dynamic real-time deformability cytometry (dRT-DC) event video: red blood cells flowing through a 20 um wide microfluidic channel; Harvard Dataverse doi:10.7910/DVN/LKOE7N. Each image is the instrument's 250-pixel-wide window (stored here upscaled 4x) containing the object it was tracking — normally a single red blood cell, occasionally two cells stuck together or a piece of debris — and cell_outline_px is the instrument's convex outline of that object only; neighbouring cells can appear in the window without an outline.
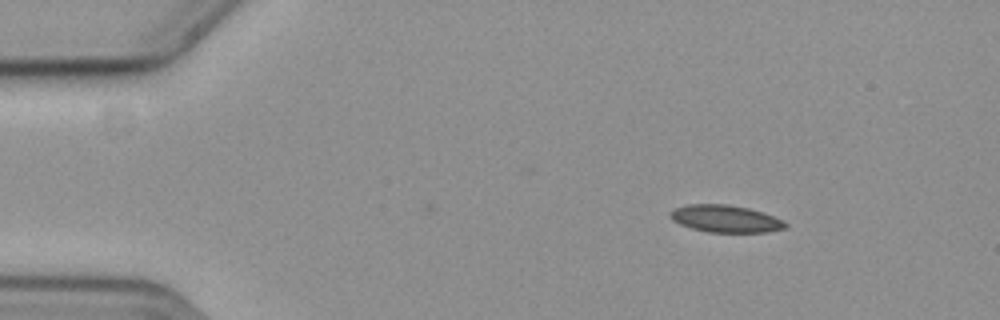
{"species": "common noctule bat (a hibernating species)", "species_latin": "Nyctalus noctula", "temperature_condition": "cold", "stored_images_in_passage": 39, "camera_frame_rate_fps": 3000, "um_per_image_px": 0.085, "animal": {"sex": "female", "body_mass_g": 19.3, "forearm_length_mm": 54.1}, "frame": {"image": 1, "passage_image": 1, "time_ms": 0.0, "image_size_px": [1000, 320], "cell_outline_px": [[788, 228], [768, 232], [708, 232], [692, 228], [680, 224], [672, 220], [668, 216], [676, 208], [688, 204], [724, 204], [748, 208], [784, 220], [788, 224]], "centroid_in_image_um": [61.69, 18.6], "position_along_channel_um": 23.3, "area_um2": 18.15}}
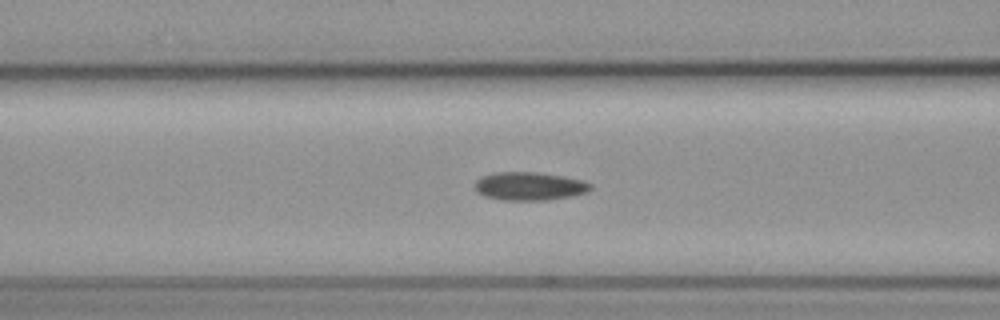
{"frame": {"image": 2, "passage_image": 16, "time_ms": 5.0, "image_size_px": [1000, 320], "cell_outline_px": [[592, 188], [588, 192], [572, 196], [548, 200], [500, 200], [484, 196], [476, 192], [476, 180], [484, 176], [496, 172], [536, 172], [584, 180], [592, 184]], "centroid_in_image_um": [45.03, 15.84], "position_along_channel_um": 121.6, "area_um2": 19.07}}
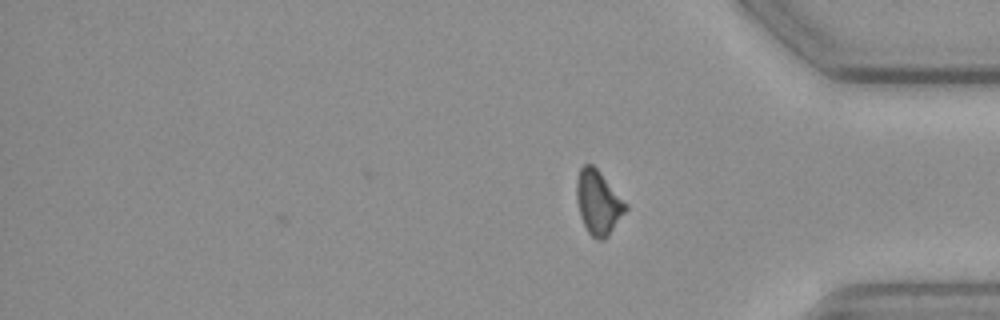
{"frame": {"image": 3, "passage_image": 39, "time_ms": 12.667, "image_size_px": [1000, 320], "cell_outline_px": [[628, 208], [608, 236], [604, 240], [596, 240], [588, 232], [580, 216], [576, 200], [576, 180], [580, 168], [584, 164], [592, 164], [596, 168], [628, 204]], "centroid_in_image_um": [50.84, 17.22], "position_along_channel_um": 384.4, "area_um2": 18.32}}